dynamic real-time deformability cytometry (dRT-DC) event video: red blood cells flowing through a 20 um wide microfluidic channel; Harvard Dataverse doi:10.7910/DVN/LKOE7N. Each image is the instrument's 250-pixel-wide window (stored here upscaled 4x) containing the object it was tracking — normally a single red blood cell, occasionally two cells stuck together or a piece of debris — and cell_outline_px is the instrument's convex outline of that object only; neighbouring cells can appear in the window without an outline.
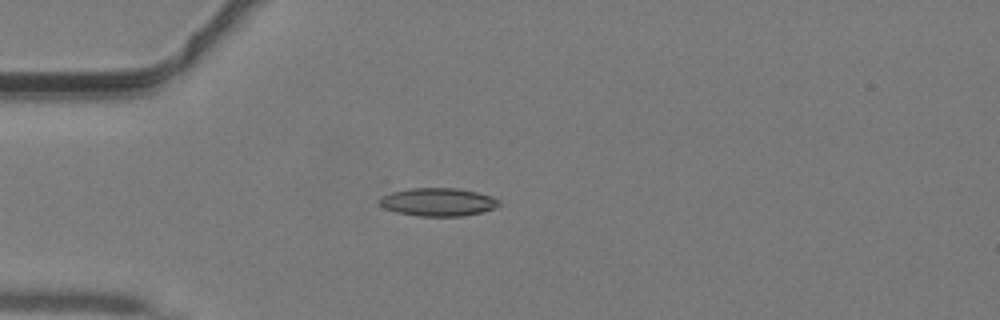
{"species": "common noctule bat (a hibernating species)", "species_latin": "Nyctalus noctula", "temperature_condition": "warm", "stored_images_in_passage": 32, "camera_frame_rate_fps": 3000, "um_per_image_px": 0.085, "animal": {"sex": "male", "body_mass_g": 19.2, "forearm_length_mm": 51.8}, "frame": {"image": 1, "passage_image": 4, "time_ms": 1.0, "image_size_px": [1000, 320], "cell_outline_px": [[500, 204], [496, 208], [480, 212], [460, 216], [420, 216], [396, 212], [384, 208], [380, 204], [380, 196], [392, 192], [412, 188], [456, 188], [476, 192], [492, 196], [500, 200]], "centroid_in_image_um": [37.24, 17.17], "position_along_channel_um": 47.8, "area_um2": 19.48}}
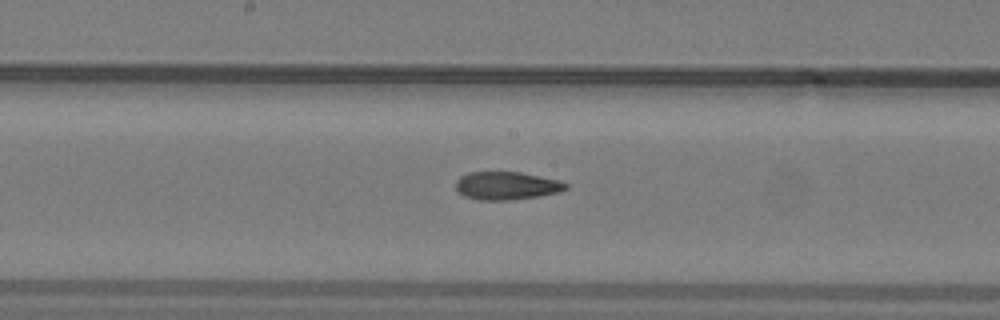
{"frame": {"image": 2, "passage_image": 15, "time_ms": 4.667, "image_size_px": [1000, 320], "cell_outline_px": [[568, 188], [560, 192], [540, 196], [508, 200], [480, 200], [464, 196], [456, 188], [456, 180], [460, 176], [468, 172], [520, 172], [556, 180], [568, 184]], "centroid_in_image_um": [43.05, 15.79], "position_along_channel_um": 205.2, "area_um2": 17.86}}
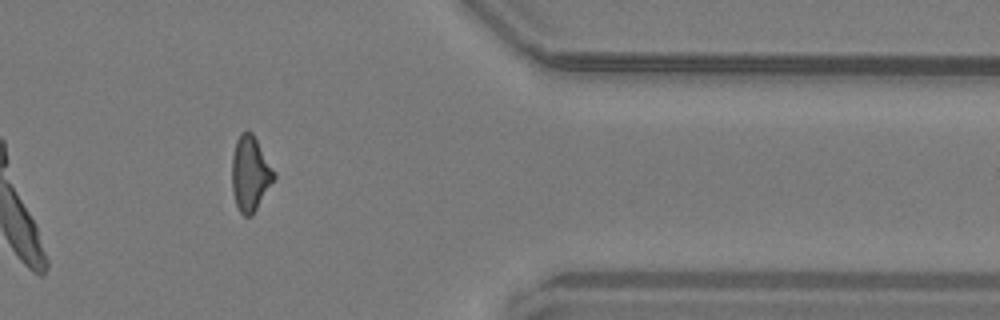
{"frame": {"image": 3, "passage_image": 28, "time_ms": 9.0, "image_size_px": [1000, 320], "cell_outline_px": [[276, 176], [252, 216], [244, 216], [240, 212], [236, 204], [232, 192], [232, 156], [236, 140], [240, 132], [248, 128], [252, 132], [276, 172]], "centroid_in_image_um": [21.26, 14.72], "position_along_channel_um": 390.1, "area_um2": 18.55}}